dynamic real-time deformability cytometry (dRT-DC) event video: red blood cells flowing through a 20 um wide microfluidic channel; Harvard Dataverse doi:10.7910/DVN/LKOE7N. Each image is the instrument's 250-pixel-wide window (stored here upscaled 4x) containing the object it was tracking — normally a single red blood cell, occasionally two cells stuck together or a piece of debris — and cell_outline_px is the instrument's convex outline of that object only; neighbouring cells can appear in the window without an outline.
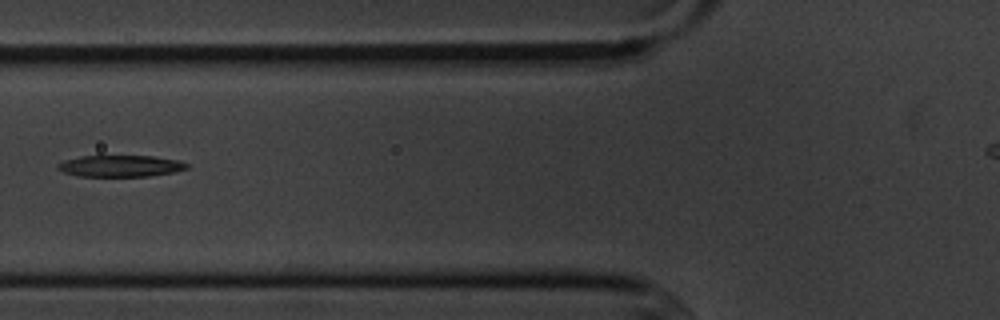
{"species": "common noctule bat (a hibernating species)", "species_latin": "Nyctalus noctula", "temperature_condition": "cold", "stored_images_in_passage": 7, "camera_frame_rate_fps": 3000, "um_per_image_px": 0.085, "animal": {"sex": "male", "body_mass_g": 20.1, "forearm_length_mm": 53.5}, "frame": {"image": 1, "passage_image": 7, "time_ms": 7.0, "image_size_px": [1000, 320], "cell_outline_px": [[188, 168], [172, 172], [148, 176], [76, 176], [64, 172], [56, 168], [56, 164], [64, 160], [80, 156], [152, 156], [180, 160], [188, 164]], "centroid_in_image_um": [10.2, 14.1], "position_along_channel_um": 115.6, "area_um2": 16.18}}